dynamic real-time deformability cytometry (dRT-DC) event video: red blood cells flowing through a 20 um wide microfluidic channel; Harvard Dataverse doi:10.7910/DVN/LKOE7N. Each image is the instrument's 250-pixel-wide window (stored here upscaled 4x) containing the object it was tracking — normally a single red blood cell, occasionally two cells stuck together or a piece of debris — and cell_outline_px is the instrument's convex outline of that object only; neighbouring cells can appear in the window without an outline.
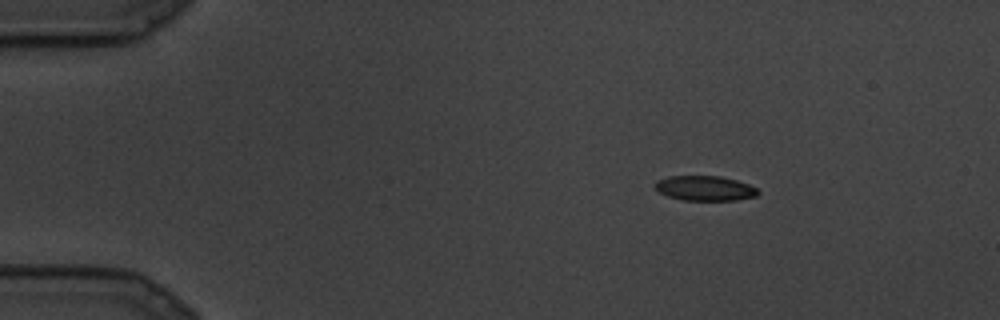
{"species": "common noctule bat (a hibernating species)", "species_latin": "Nyctalus noctula", "temperature_condition": "cold", "stored_images_in_passage": 9, "camera_frame_rate_fps": 3000, "um_per_image_px": 0.085, "animal": {"sex": "male", "body_mass_g": 19.5, "forearm_length_mm": 54.6}, "frame": {"image": 1, "passage_image": 3, "time_ms": 0.667, "image_size_px": [1000, 320], "cell_outline_px": [[760, 192], [756, 196], [736, 200], [680, 200], [668, 196], [660, 192], [652, 184], [656, 180], [668, 176], [720, 176], [736, 180], [748, 184], [756, 188]], "centroid_in_image_um": [59.89, 16.0], "position_along_channel_um": 25.1, "area_um2": 14.97}}
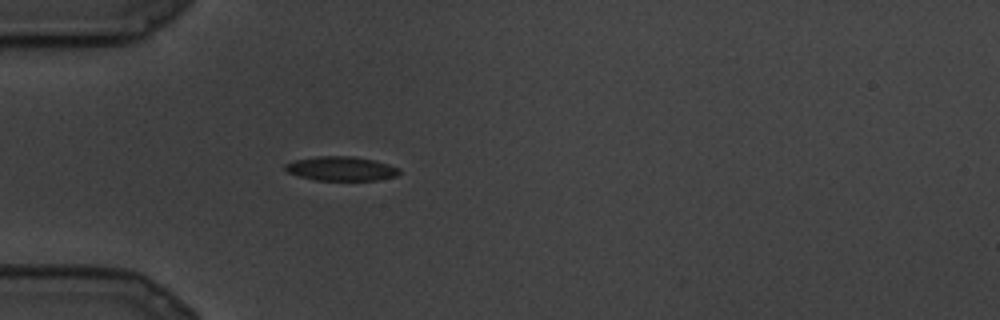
{"frame": {"image": 2, "passage_image": 7, "time_ms": 2.0, "image_size_px": [1000, 320], "cell_outline_px": [[400, 172], [396, 176], [376, 180], [316, 180], [300, 176], [288, 172], [284, 168], [284, 164], [296, 160], [316, 156], [352, 156], [372, 160], [388, 164], [400, 168]], "centroid_in_image_um": [29.0, 14.33], "position_along_channel_um": 56.0, "area_um2": 15.95}}
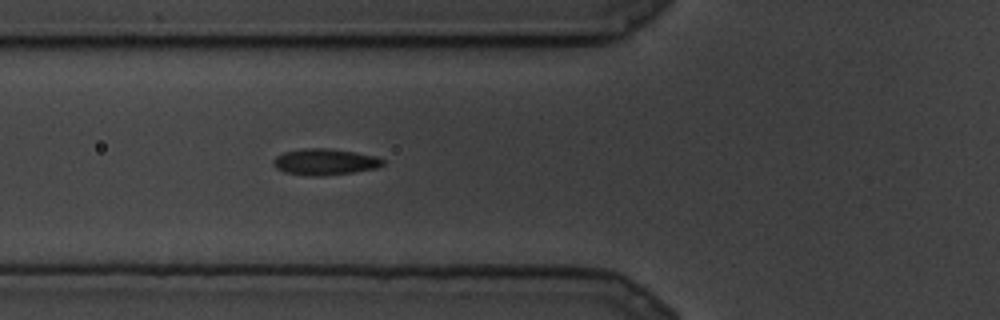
{"frame": {"image": 3, "passage_image": 9, "time_ms": 2.667, "image_size_px": [1000, 320], "cell_outline_px": [[384, 164], [376, 168], [352, 172], [320, 176], [304, 176], [284, 172], [276, 168], [272, 164], [272, 160], [276, 156], [284, 152], [304, 148], [328, 148], [356, 152], [376, 156], [384, 160]], "centroid_in_image_um": [27.58, 13.76], "position_along_channel_um": 98.2, "area_um2": 16.88}}